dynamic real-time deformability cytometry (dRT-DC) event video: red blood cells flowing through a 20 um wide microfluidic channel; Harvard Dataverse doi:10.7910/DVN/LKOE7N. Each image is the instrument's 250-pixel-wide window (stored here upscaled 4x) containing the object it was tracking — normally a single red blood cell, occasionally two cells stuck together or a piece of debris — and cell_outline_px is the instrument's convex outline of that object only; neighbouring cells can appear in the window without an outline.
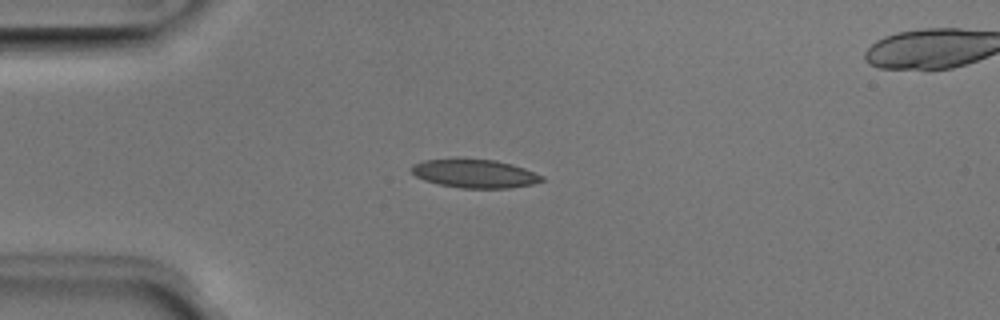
{"species": "Egyptian fruit bat (a non-hibernating species)", "species_latin": "Rousettus aegyptiacus", "temperature_condition": "room temperature", "stored_images_in_passage": 40, "segment_of_instrument_passage": [1, 2], "camera_frame_rate_fps": 3000, "um_per_image_px": 0.085, "animal": {"sex": "male"}, "frame": {"image": 1, "passage_image": 1, "time_ms": 0.0, "image_size_px": [1000, 320], "cell_outline_px": [[544, 180], [532, 184], [508, 188], [460, 188], [440, 184], [424, 180], [416, 176], [412, 172], [412, 164], [424, 160], [456, 156], [464, 156], [496, 160], [512, 164], [524, 168], [544, 176]], "centroid_in_image_um": [40.31, 14.7], "position_along_channel_um": 44.7, "area_um2": 22.37}}
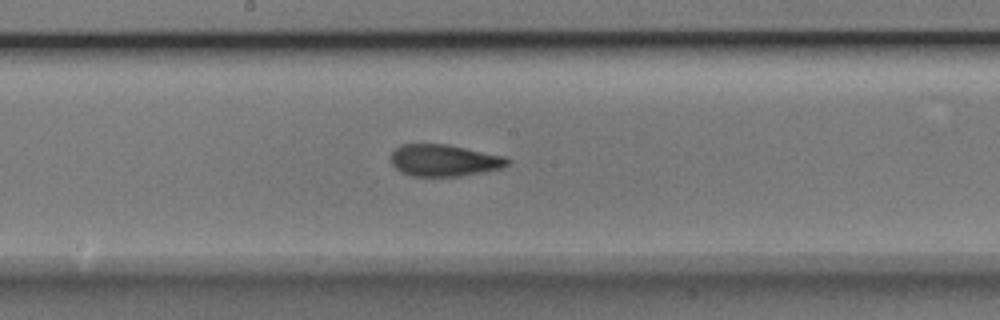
{"frame": {"image": 2, "passage_image": 15, "time_ms": 4.667, "image_size_px": [1000, 320], "cell_outline_px": [[512, 160], [508, 164], [500, 168], [480, 172], [456, 176], [412, 176], [400, 172], [392, 164], [392, 152], [400, 144], [444, 144], [504, 156]], "centroid_in_image_um": [37.72, 13.63], "position_along_channel_um": 210.5, "area_um2": 21.27}}
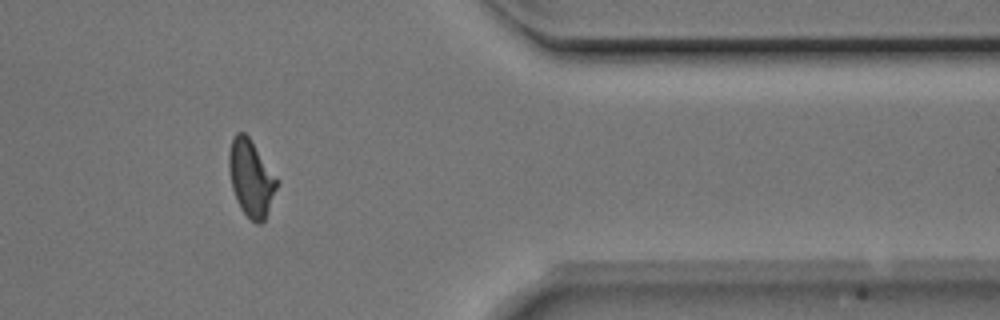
{"frame": {"image": 3, "passage_image": 30, "time_ms": 9.667, "image_size_px": [1000, 320], "cell_outline_px": [[280, 180], [264, 220], [260, 224], [256, 224], [240, 208], [236, 200], [232, 188], [228, 164], [228, 156], [232, 140], [236, 132], [244, 132], [248, 136]], "centroid_in_image_um": [21.35, 15.13], "position_along_channel_um": 390.1, "area_um2": 21.33}}